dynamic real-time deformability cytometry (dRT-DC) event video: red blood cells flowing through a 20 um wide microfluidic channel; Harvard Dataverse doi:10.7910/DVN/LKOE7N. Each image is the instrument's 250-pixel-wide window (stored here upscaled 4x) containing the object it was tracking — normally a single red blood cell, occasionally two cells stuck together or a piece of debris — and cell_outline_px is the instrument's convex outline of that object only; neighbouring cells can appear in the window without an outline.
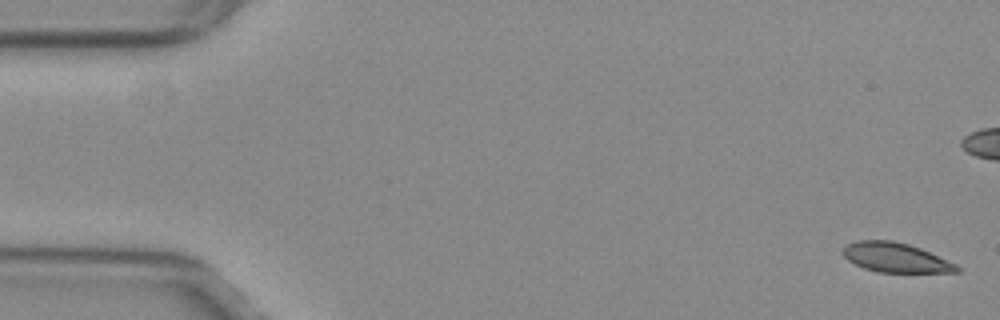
{"species": "common noctule bat (a hibernating species)", "species_latin": "Nyctalus noctula", "temperature_condition": "warm", "stored_images_in_passage": 55, "camera_frame_rate_fps": 3000, "um_per_image_px": 0.085, "animal": {"sex": "female", "body_mass_g": 29.2, "forearm_length_mm": 56.3}, "frame": {"image": 1, "passage_image": 1, "time_ms": 0.0, "image_size_px": [1000, 320], "cell_outline_px": [[960, 272], [876, 272], [864, 268], [848, 260], [840, 252], [848, 244], [856, 240], [892, 240], [908, 244], [920, 248], [956, 264], [960, 268]], "centroid_in_image_um": [76.1, 21.89], "position_along_channel_um": 8.9, "area_um2": 19.48}}
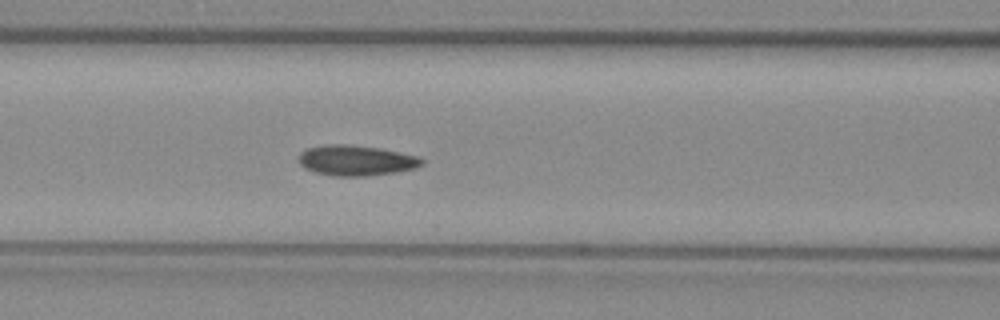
{"frame": {"image": 2, "passage_image": 22, "time_ms": 7.0, "image_size_px": [1000, 320], "cell_outline_px": [[424, 164], [416, 168], [396, 172], [368, 176], [332, 176], [316, 172], [304, 168], [300, 164], [300, 152], [308, 148], [328, 144], [348, 144], [380, 148], [420, 156], [424, 160]], "centroid_in_image_um": [30.31, 13.64], "position_along_channel_um": 136.3, "area_um2": 21.96}}
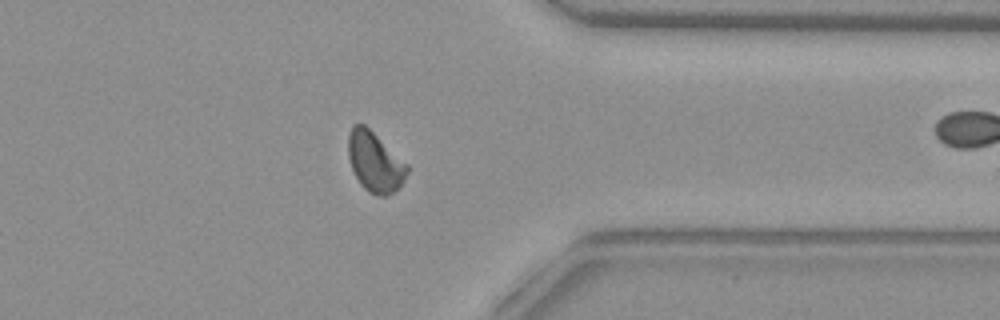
{"frame": {"image": 3, "passage_image": 42, "time_ms": 13.667, "image_size_px": [1000, 320], "cell_outline_px": [[408, 172], [404, 180], [388, 196], [376, 196], [368, 192], [360, 184], [352, 168], [348, 156], [348, 136], [352, 124], [364, 124], [408, 164]], "centroid_in_image_um": [31.85, 13.77], "position_along_channel_um": 379.5, "area_um2": 20.46}}